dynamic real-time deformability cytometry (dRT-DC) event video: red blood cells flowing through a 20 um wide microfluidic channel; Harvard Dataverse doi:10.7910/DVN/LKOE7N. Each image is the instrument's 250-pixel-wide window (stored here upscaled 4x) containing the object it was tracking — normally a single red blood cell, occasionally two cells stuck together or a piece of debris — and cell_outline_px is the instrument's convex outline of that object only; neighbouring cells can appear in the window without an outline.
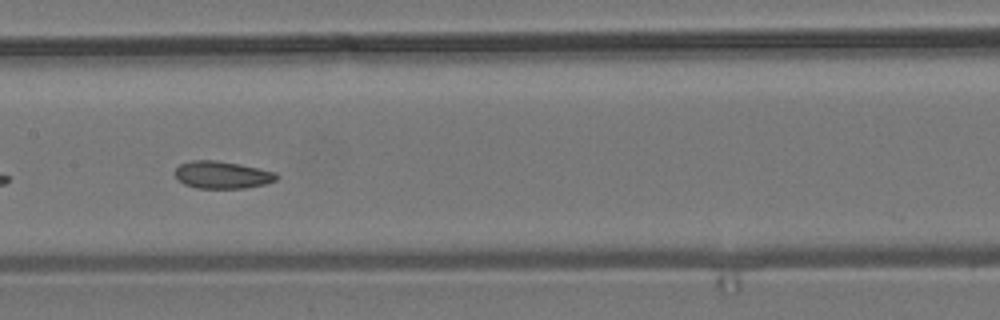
{"species": "common noctule bat (a hibernating species)", "species_latin": "Nyctalus noctula", "temperature_condition": "room temperature", "stored_images_in_passage": 14, "camera_frame_rate_fps": 3000, "um_per_image_px": 0.085, "animal": {"sex": "male", "body_mass_g": 19.2, "forearm_length_mm": 51.8}, "frame": {"image": 1, "passage_image": 7, "time_ms": 2.0, "image_size_px": [1000, 320], "cell_outline_px": [[280, 176], [276, 180], [264, 184], [244, 188], [196, 188], [184, 184], [176, 180], [176, 168], [180, 164], [192, 160], [216, 160], [240, 164], [276, 172]], "centroid_in_image_um": [18.88, 14.86], "position_along_channel_um": 188.5, "area_um2": 16.24}}
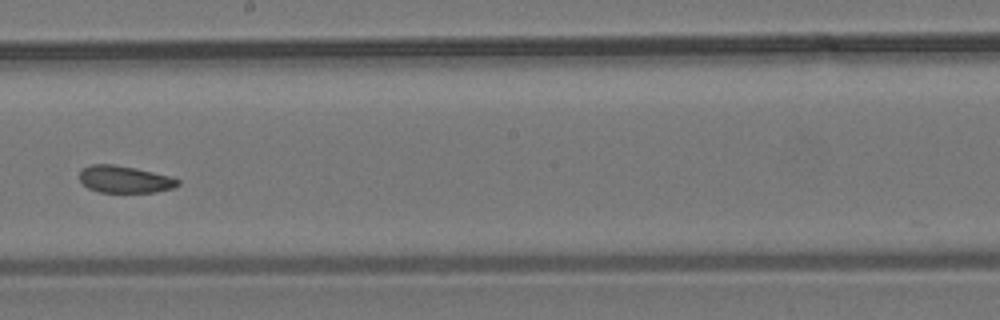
{"frame": {"image": 2, "passage_image": 8, "time_ms": 2.333, "image_size_px": [1000, 320], "cell_outline_px": [[180, 184], [172, 188], [156, 192], [100, 192], [88, 188], [80, 180], [80, 172], [84, 168], [92, 164], [112, 164], [136, 168], [168, 176], [180, 180]], "centroid_in_image_um": [10.6, 15.24], "position_along_channel_um": 237.6, "area_um2": 15.32}}
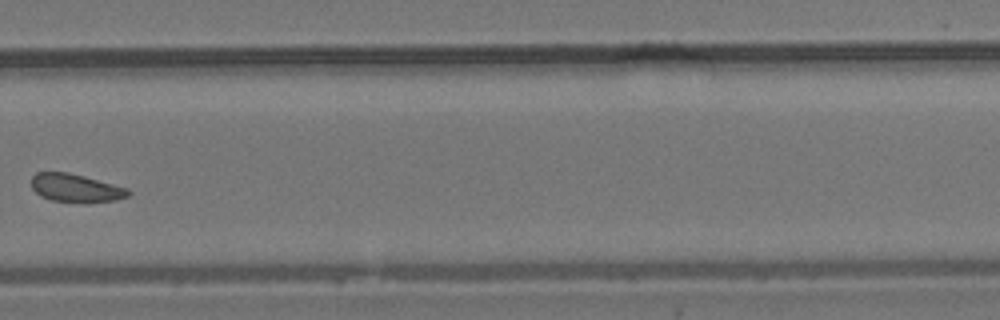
{"frame": {"image": 3, "passage_image": 10, "time_ms": 3.0, "image_size_px": [1000, 320], "cell_outline_px": [[132, 192], [128, 196], [116, 200], [84, 204], [52, 200], [40, 196], [32, 188], [32, 176], [36, 172], [68, 172], [84, 176], [128, 188]], "centroid_in_image_um": [6.46, 16.0], "position_along_channel_um": 323.3, "area_um2": 16.18}}